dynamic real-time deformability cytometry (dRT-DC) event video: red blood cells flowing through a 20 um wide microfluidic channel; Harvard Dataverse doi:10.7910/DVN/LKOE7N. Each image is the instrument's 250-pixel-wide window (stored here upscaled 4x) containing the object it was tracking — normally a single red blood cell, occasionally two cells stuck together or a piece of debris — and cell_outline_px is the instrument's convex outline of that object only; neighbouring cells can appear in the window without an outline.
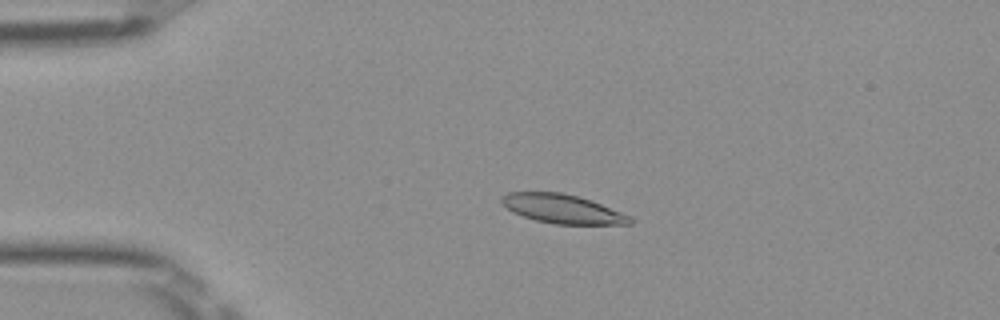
{"species": "Egyptian fruit bat (a non-hibernating species)", "species_latin": "Rousettus aegyptiacus", "temperature_condition": "room temperature", "stored_images_in_passage": 45, "camera_frame_rate_fps": 3000, "um_per_image_px": 0.085, "frame": {"image": 1, "passage_image": 5, "time_ms": 1.333, "image_size_px": [1000, 320], "cell_outline_px": [[632, 224], [556, 224], [536, 220], [512, 212], [500, 200], [500, 196], [508, 192], [564, 192], [580, 196], [592, 200], [632, 216]], "centroid_in_image_um": [47.83, 17.74], "position_along_channel_um": 37.2, "area_um2": 21.79}}
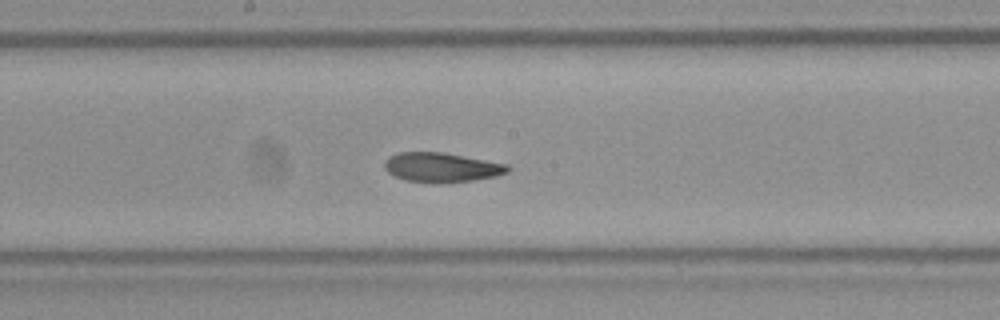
{"frame": {"image": 2, "passage_image": 21, "time_ms": 6.667, "image_size_px": [1000, 320], "cell_outline_px": [[512, 168], [508, 172], [496, 176], [472, 180], [444, 184], [428, 184], [404, 180], [388, 172], [384, 168], [384, 160], [388, 156], [400, 152], [444, 152], [508, 164]], "centroid_in_image_um": [37.52, 14.24], "position_along_channel_um": 210.7, "area_um2": 21.68}}
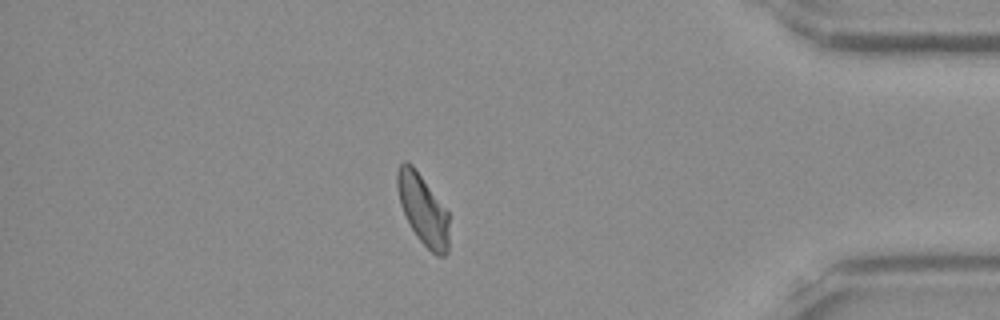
{"frame": {"image": 3, "passage_image": 38, "time_ms": 12.333, "image_size_px": [1000, 320], "cell_outline_px": [[448, 252], [444, 256], [436, 256], [416, 236], [400, 204], [396, 188], [396, 172], [400, 164], [404, 160], [412, 164], [448, 212]], "centroid_in_image_um": [35.93, 17.79], "position_along_channel_um": 399.3, "area_um2": 20.98}, "authors_computed_cell_mechanics": {"area_um2": 21.4438, "velocity_mm_per_s": 3.9611, "shape_relaxation_time_tau1_ms": 5.1938, "shape_relaxation_time_tau2_ms": 2.8882, "deformation_change_tau1": 0.1713, "deformation_change_tau2": 0.0756}}